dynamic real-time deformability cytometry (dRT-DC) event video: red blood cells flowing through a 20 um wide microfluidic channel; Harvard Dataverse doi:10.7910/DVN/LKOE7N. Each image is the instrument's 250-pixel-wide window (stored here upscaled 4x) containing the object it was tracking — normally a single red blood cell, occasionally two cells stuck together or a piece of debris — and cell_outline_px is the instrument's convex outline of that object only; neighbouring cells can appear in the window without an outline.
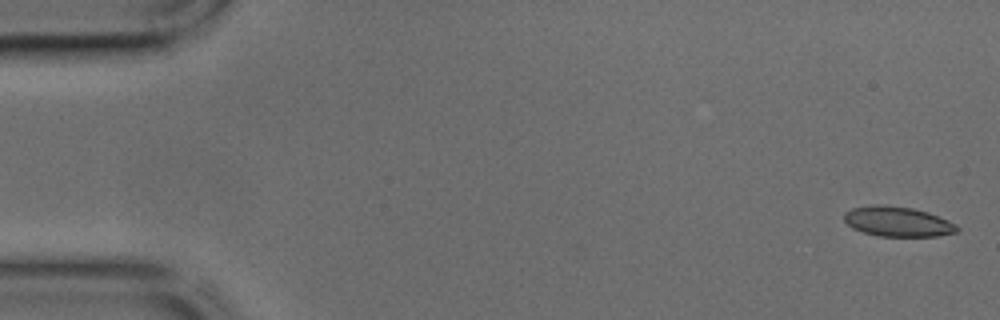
{"species": "common noctule bat (a hibernating species)", "species_latin": "Nyctalus noctula", "temperature_condition": "cold", "stored_images_in_passage": 27, "camera_frame_rate_fps": 3000, "um_per_image_px": 0.085, "animal": {"sex": "male", "body_mass_g": 17.9, "forearm_length_mm": 54.2}, "frame": {"image": 1, "passage_image": 1, "time_ms": 0.0, "image_size_px": [1000, 320], "cell_outline_px": [[960, 228], [956, 232], [936, 236], [876, 236], [852, 228], [844, 220], [844, 212], [852, 208], [872, 204], [884, 204], [912, 208], [928, 212], [948, 220], [956, 224]], "centroid_in_image_um": [76.28, 18.82], "position_along_channel_um": 8.7, "area_um2": 19.83}}
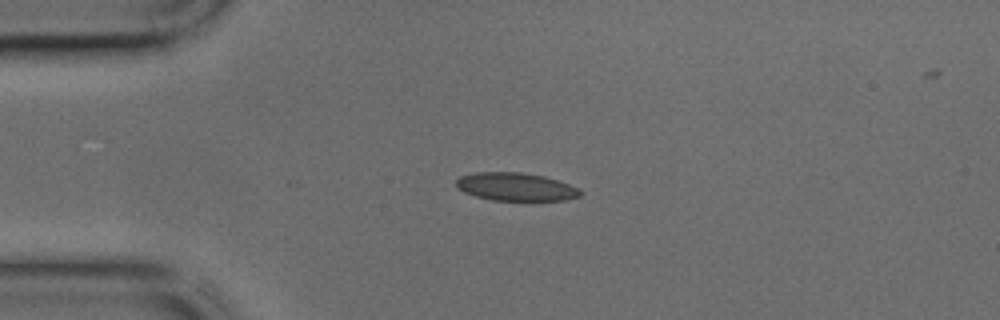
{"frame": {"image": 2, "passage_image": 10, "time_ms": 3.0, "image_size_px": [1000, 320], "cell_outline_px": [[584, 192], [580, 196], [564, 200], [492, 200], [476, 196], [464, 192], [456, 188], [456, 180], [460, 176], [476, 172], [520, 172], [544, 176], [568, 184]], "centroid_in_image_um": [43.81, 15.87], "position_along_channel_um": 41.2, "area_um2": 20.17}}
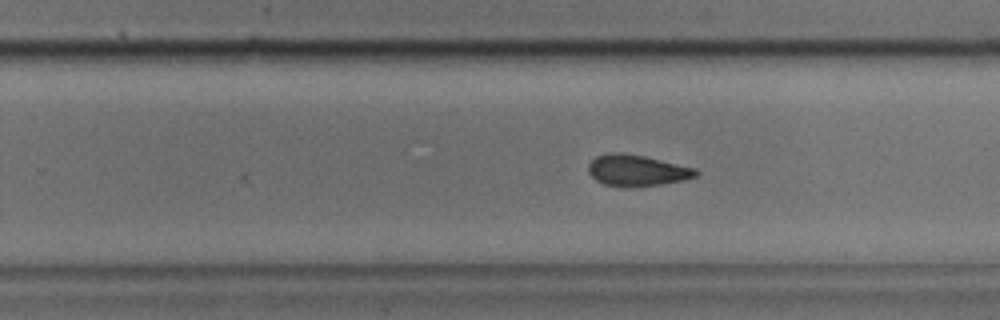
{"frame": {"image": 3, "passage_image": 27, "time_ms": 8.667, "image_size_px": [1000, 320], "cell_outline_px": [[700, 172], [696, 176], [684, 180], [660, 184], [604, 184], [596, 180], [588, 172], [588, 164], [596, 156], [608, 152], [620, 152], [644, 156], [696, 168]], "centroid_in_image_um": [54.15, 14.43], "position_along_channel_um": 275.7, "area_um2": 18.9}}